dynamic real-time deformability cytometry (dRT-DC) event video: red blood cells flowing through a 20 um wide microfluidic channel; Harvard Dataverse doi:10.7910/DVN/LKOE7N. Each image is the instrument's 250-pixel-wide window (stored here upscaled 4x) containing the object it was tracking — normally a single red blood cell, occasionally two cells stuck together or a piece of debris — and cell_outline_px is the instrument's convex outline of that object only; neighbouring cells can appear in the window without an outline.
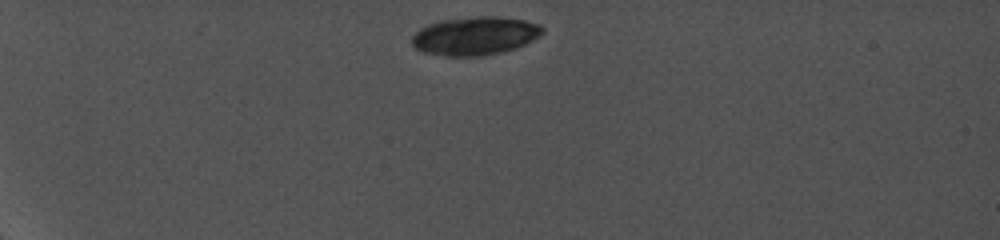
{"species": "common noctule bat (a hibernating species)", "species_latin": "Nyctalus noctula", "temperature_condition": "cold", "stored_images_in_passage": 3, "camera_frame_rate_fps": 5000, "um_per_image_px": 0.085, "animal": {"sex": "female", "body_mass_g": 19.0, "forearm_length_mm": 56.7}, "frame": {"image": 1, "passage_image": 1, "time_ms": 0.0, "image_size_px": [1000, 240], "cell_outline_px": [[544, 32], [540, 36], [516, 48], [504, 52], [484, 56], [448, 56], [420, 52], [412, 44], [412, 36], [420, 28], [428, 24], [440, 20], [476, 16], [496, 16], [524, 20], [540, 24], [544, 28]], "centroid_in_image_um": [40.38, 3.05], "position_along_channel_um": 44.6, "area_um2": 29.48}}